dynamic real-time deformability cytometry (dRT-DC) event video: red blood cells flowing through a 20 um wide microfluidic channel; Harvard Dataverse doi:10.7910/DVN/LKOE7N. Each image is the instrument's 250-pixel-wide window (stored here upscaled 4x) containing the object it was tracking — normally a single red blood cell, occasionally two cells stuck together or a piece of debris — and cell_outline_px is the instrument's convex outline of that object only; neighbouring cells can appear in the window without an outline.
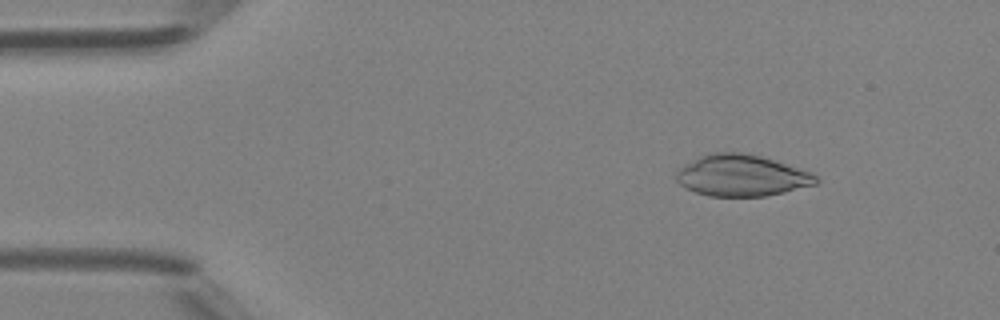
{"species": "Egyptian fruit bat (a non-hibernating species)", "species_latin": "Rousettus aegyptiacus", "temperature_condition": "room temperature", "stored_images_in_passage": 42, "camera_frame_rate_fps": 3000, "um_per_image_px": 0.085, "animal": {"sex": "female"}, "frame": {"image": 1, "passage_image": 1, "time_ms": 0.0, "image_size_px": [1000, 320], "cell_outline_px": [[820, 180], [816, 184], [784, 192], [764, 196], [708, 196], [696, 192], [680, 184], [676, 180], [676, 172], [680, 168], [700, 156], [716, 152], [740, 152], [760, 156], [808, 172], [816, 176]], "centroid_in_image_um": [63.02, 14.93], "position_along_channel_um": 22.0, "area_um2": 33.06}}
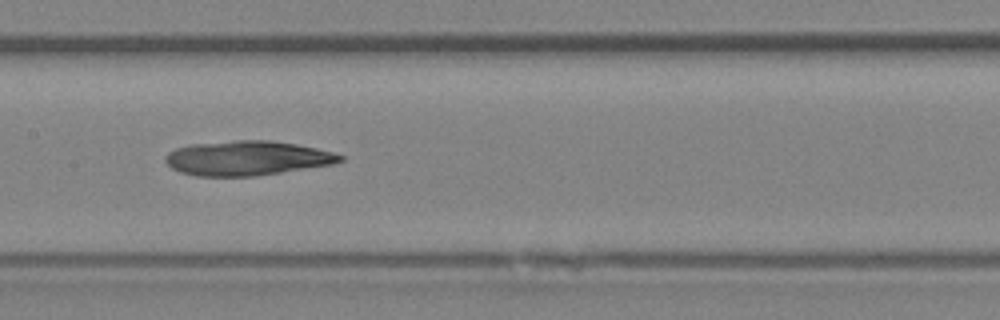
{"frame": {"image": 2, "passage_image": 18, "time_ms": 5.667, "image_size_px": [1000, 320], "cell_outline_px": [[344, 160], [332, 164], [256, 176], [196, 176], [180, 172], [172, 168], [164, 160], [164, 156], [168, 152], [176, 148], [192, 144], [236, 140], [272, 140], [296, 144], [316, 148], [332, 152], [344, 156]], "centroid_in_image_um": [20.98, 13.44], "position_along_channel_um": 186.4, "area_um2": 35.14}}
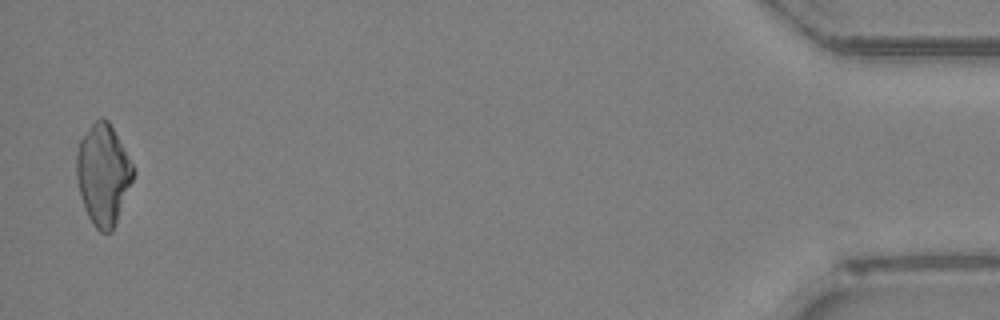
{"frame": {"image": 3, "passage_image": 41, "time_ms": 13.333, "image_size_px": [1000, 320], "cell_outline_px": [[136, 172], [112, 232], [100, 232], [92, 224], [84, 208], [76, 176], [76, 156], [80, 140], [92, 124], [100, 116], [104, 116], [108, 120], [132, 164]], "centroid_in_image_um": [8.76, 14.84], "position_along_channel_um": 426.4, "area_um2": 33.0}}